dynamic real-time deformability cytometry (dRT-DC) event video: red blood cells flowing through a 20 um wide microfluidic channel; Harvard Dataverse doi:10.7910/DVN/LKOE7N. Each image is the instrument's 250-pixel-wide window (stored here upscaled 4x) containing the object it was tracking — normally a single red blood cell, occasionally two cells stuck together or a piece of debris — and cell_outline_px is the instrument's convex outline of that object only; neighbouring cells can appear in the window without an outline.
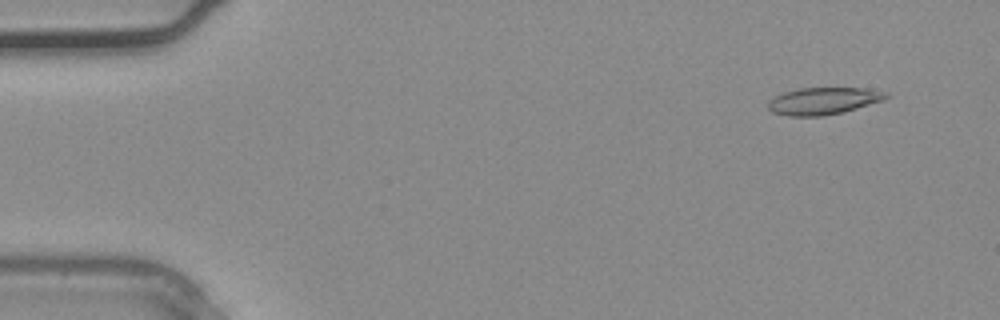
{"species": "common noctule bat (a hibernating species)", "species_latin": "Nyctalus noctula", "temperature_condition": "warm", "stored_images_in_passage": 11, "camera_frame_rate_fps": 3000, "um_per_image_px": 0.085, "animal": {"sex": "male", "body_mass_g": 20.4}, "frame": {"image": 1, "passage_image": 3, "time_ms": 0.667, "image_size_px": [1000, 320], "cell_outline_px": [[888, 96], [884, 100], [844, 112], [824, 116], [788, 116], [772, 112], [768, 108], [768, 100], [784, 92], [800, 88], [864, 88], [888, 92]], "centroid_in_image_um": [69.99, 8.58], "position_along_channel_um": 15.0, "area_um2": 18.67}}
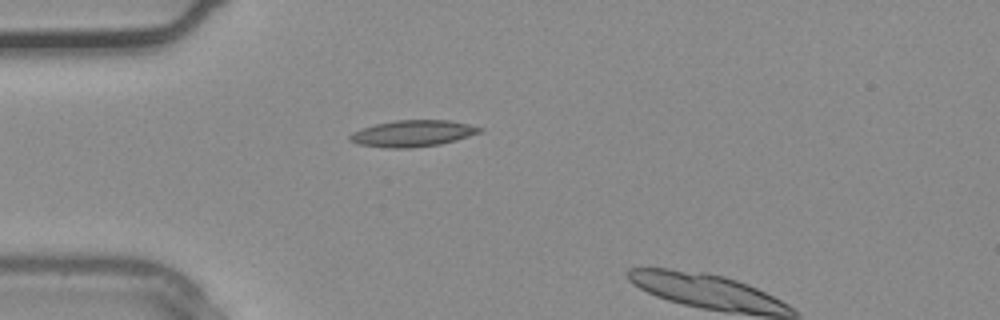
{"frame": {"image": 2, "passage_image": 10, "time_ms": 3.0, "image_size_px": [1000, 320], "cell_outline_px": [[484, 128], [480, 132], [456, 140], [440, 144], [412, 148], [388, 148], [356, 144], [348, 140], [348, 136], [352, 132], [376, 124], [396, 120], [448, 120], [468, 124]], "centroid_in_image_um": [35.05, 11.35], "position_along_channel_um": 50.0, "area_um2": 19.94}}